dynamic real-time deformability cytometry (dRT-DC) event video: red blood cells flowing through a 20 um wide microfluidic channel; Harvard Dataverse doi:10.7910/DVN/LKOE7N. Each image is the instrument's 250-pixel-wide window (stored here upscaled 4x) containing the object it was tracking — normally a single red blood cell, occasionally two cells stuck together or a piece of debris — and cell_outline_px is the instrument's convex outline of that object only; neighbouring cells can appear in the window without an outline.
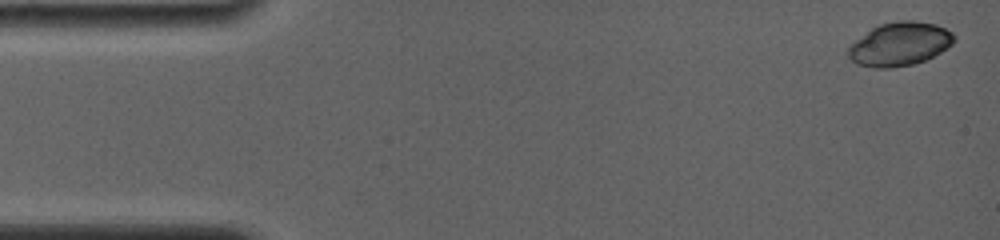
{"species": "common noctule bat (a hibernating species)", "species_latin": "Nyctalus noctula", "temperature_condition": "room temperature", "stored_images_in_passage": 12, "camera_frame_rate_fps": 4000, "um_per_image_px": 0.085, "animal": {"sex": "female", "body_mass_g": 19.0, "forearm_length_mm": 56.7}, "frame": {"image": 1, "passage_image": 1, "time_ms": 0.0, "image_size_px": [1000, 240], "cell_outline_px": [[956, 40], [948, 48], [924, 60], [912, 64], [892, 68], [872, 68], [856, 64], [848, 56], [848, 48], [856, 40], [872, 28], [880, 24], [896, 20], [916, 20], [936, 24], [952, 32], [956, 36]], "centroid_in_image_um": [76.49, 3.74], "position_along_channel_um": 8.5, "area_um2": 26.93}}
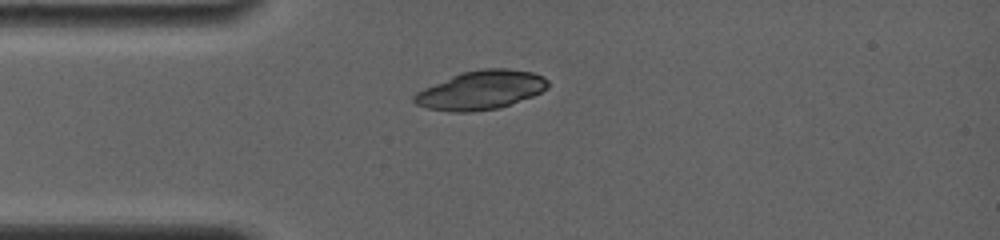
{"frame": {"image": 2, "passage_image": 10, "time_ms": 3.75, "image_size_px": [1000, 240], "cell_outline_px": [[548, 88], [532, 96], [500, 108], [468, 112], [452, 112], [428, 108], [416, 104], [412, 100], [412, 96], [416, 92], [424, 88], [460, 72], [484, 68], [508, 68], [532, 72], [544, 76], [548, 80]], "centroid_in_image_um": [40.87, 7.65], "position_along_channel_um": 44.1, "area_um2": 30.35}}